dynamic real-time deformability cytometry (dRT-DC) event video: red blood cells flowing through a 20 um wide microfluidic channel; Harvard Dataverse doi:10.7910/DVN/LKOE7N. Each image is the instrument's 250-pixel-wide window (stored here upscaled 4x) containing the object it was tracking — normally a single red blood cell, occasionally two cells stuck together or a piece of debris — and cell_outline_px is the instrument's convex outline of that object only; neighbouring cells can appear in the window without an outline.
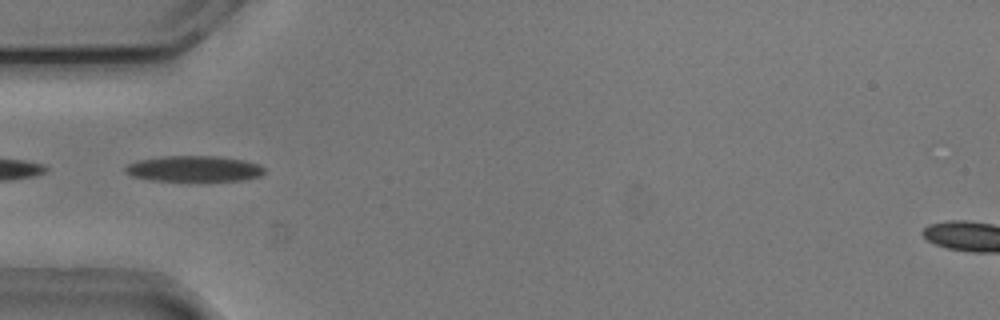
{"species": "common noctule bat (a hibernating species)", "species_latin": "Nyctalus noctula", "temperature_condition": "cold", "stored_images_in_passage": 12, "camera_frame_rate_fps": 3000, "um_per_image_px": 0.085, "animal": {"sex": "male", "body_mass_g": 20.5, "forearm_length_mm": 52.5}, "frame": {"image": 1, "passage_image": 7, "time_ms": 2.0, "image_size_px": [1000, 320], "cell_outline_px": [[264, 172], [260, 176], [244, 180], [188, 184], [148, 180], [132, 176], [124, 172], [124, 168], [128, 164], [140, 160], [160, 156], [216, 156], [244, 160], [260, 164], [264, 168]], "centroid_in_image_um": [16.48, 14.4], "position_along_channel_um": 68.5, "area_um2": 22.2}}